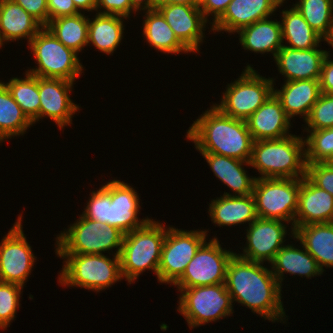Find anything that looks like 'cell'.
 I'll return each mask as SVG.
<instances>
[{
  "label": "cell",
  "mask_w": 333,
  "mask_h": 333,
  "mask_svg": "<svg viewBox=\"0 0 333 333\" xmlns=\"http://www.w3.org/2000/svg\"><path fill=\"white\" fill-rule=\"evenodd\" d=\"M225 285L233 303L247 306L253 313L272 322L286 318L281 301L282 287L263 263L234 254L227 265Z\"/></svg>",
  "instance_id": "1"
},
{
  "label": "cell",
  "mask_w": 333,
  "mask_h": 333,
  "mask_svg": "<svg viewBox=\"0 0 333 333\" xmlns=\"http://www.w3.org/2000/svg\"><path fill=\"white\" fill-rule=\"evenodd\" d=\"M186 138L200 153H213L250 162L253 139L246 121L222 114L215 106L193 122Z\"/></svg>",
  "instance_id": "2"
},
{
  "label": "cell",
  "mask_w": 333,
  "mask_h": 333,
  "mask_svg": "<svg viewBox=\"0 0 333 333\" xmlns=\"http://www.w3.org/2000/svg\"><path fill=\"white\" fill-rule=\"evenodd\" d=\"M304 138L291 134L280 139L253 141L250 165L258 178H303L306 176Z\"/></svg>",
  "instance_id": "3"
},
{
  "label": "cell",
  "mask_w": 333,
  "mask_h": 333,
  "mask_svg": "<svg viewBox=\"0 0 333 333\" xmlns=\"http://www.w3.org/2000/svg\"><path fill=\"white\" fill-rule=\"evenodd\" d=\"M166 232L163 224L151 219L143 227L124 234L119 257L122 277L126 278L129 284L146 269L158 275Z\"/></svg>",
  "instance_id": "4"
},
{
  "label": "cell",
  "mask_w": 333,
  "mask_h": 333,
  "mask_svg": "<svg viewBox=\"0 0 333 333\" xmlns=\"http://www.w3.org/2000/svg\"><path fill=\"white\" fill-rule=\"evenodd\" d=\"M65 259L59 283L100 292L123 279L119 255L111 260L104 254H56Z\"/></svg>",
  "instance_id": "5"
},
{
  "label": "cell",
  "mask_w": 333,
  "mask_h": 333,
  "mask_svg": "<svg viewBox=\"0 0 333 333\" xmlns=\"http://www.w3.org/2000/svg\"><path fill=\"white\" fill-rule=\"evenodd\" d=\"M56 237V254H102L117 248L120 255L124 233L116 227L90 220L83 215Z\"/></svg>",
  "instance_id": "6"
},
{
  "label": "cell",
  "mask_w": 333,
  "mask_h": 333,
  "mask_svg": "<svg viewBox=\"0 0 333 333\" xmlns=\"http://www.w3.org/2000/svg\"><path fill=\"white\" fill-rule=\"evenodd\" d=\"M28 46L38 66L26 72L34 76L75 82L83 73L77 53L67 48L46 27L31 39Z\"/></svg>",
  "instance_id": "7"
},
{
  "label": "cell",
  "mask_w": 333,
  "mask_h": 333,
  "mask_svg": "<svg viewBox=\"0 0 333 333\" xmlns=\"http://www.w3.org/2000/svg\"><path fill=\"white\" fill-rule=\"evenodd\" d=\"M300 178H256L252 195L258 218L292 222L298 207Z\"/></svg>",
  "instance_id": "8"
},
{
  "label": "cell",
  "mask_w": 333,
  "mask_h": 333,
  "mask_svg": "<svg viewBox=\"0 0 333 333\" xmlns=\"http://www.w3.org/2000/svg\"><path fill=\"white\" fill-rule=\"evenodd\" d=\"M237 80L228 84L220 104L222 114L246 121L273 93V78L260 76L250 65Z\"/></svg>",
  "instance_id": "9"
},
{
  "label": "cell",
  "mask_w": 333,
  "mask_h": 333,
  "mask_svg": "<svg viewBox=\"0 0 333 333\" xmlns=\"http://www.w3.org/2000/svg\"><path fill=\"white\" fill-rule=\"evenodd\" d=\"M178 290L181 296L177 311L186 318L190 329L231 316L234 311L225 283Z\"/></svg>",
  "instance_id": "10"
},
{
  "label": "cell",
  "mask_w": 333,
  "mask_h": 333,
  "mask_svg": "<svg viewBox=\"0 0 333 333\" xmlns=\"http://www.w3.org/2000/svg\"><path fill=\"white\" fill-rule=\"evenodd\" d=\"M207 230H180L167 227L161 249L158 282L175 284L185 272L188 263L206 241Z\"/></svg>",
  "instance_id": "11"
},
{
  "label": "cell",
  "mask_w": 333,
  "mask_h": 333,
  "mask_svg": "<svg viewBox=\"0 0 333 333\" xmlns=\"http://www.w3.org/2000/svg\"><path fill=\"white\" fill-rule=\"evenodd\" d=\"M208 241L197 250L175 286L193 288L225 283L227 265L235 253L223 249L216 237Z\"/></svg>",
  "instance_id": "12"
},
{
  "label": "cell",
  "mask_w": 333,
  "mask_h": 333,
  "mask_svg": "<svg viewBox=\"0 0 333 333\" xmlns=\"http://www.w3.org/2000/svg\"><path fill=\"white\" fill-rule=\"evenodd\" d=\"M18 216L0 242V281L24 287L36 258L23 232L22 216Z\"/></svg>",
  "instance_id": "13"
},
{
  "label": "cell",
  "mask_w": 333,
  "mask_h": 333,
  "mask_svg": "<svg viewBox=\"0 0 333 333\" xmlns=\"http://www.w3.org/2000/svg\"><path fill=\"white\" fill-rule=\"evenodd\" d=\"M246 231V247L242 254H235L242 259L261 263L273 260L284 246L288 232L284 221L262 218L253 221Z\"/></svg>",
  "instance_id": "14"
},
{
  "label": "cell",
  "mask_w": 333,
  "mask_h": 333,
  "mask_svg": "<svg viewBox=\"0 0 333 333\" xmlns=\"http://www.w3.org/2000/svg\"><path fill=\"white\" fill-rule=\"evenodd\" d=\"M73 84L68 80L39 77V119L49 117L61 130L72 124V115L79 110L69 95Z\"/></svg>",
  "instance_id": "15"
},
{
  "label": "cell",
  "mask_w": 333,
  "mask_h": 333,
  "mask_svg": "<svg viewBox=\"0 0 333 333\" xmlns=\"http://www.w3.org/2000/svg\"><path fill=\"white\" fill-rule=\"evenodd\" d=\"M102 187L111 195L109 205V225L124 234L143 227L151 219H138L140 208L139 195L133 187L120 180H112Z\"/></svg>",
  "instance_id": "16"
},
{
  "label": "cell",
  "mask_w": 333,
  "mask_h": 333,
  "mask_svg": "<svg viewBox=\"0 0 333 333\" xmlns=\"http://www.w3.org/2000/svg\"><path fill=\"white\" fill-rule=\"evenodd\" d=\"M157 10L190 53L198 52L205 36L203 31L207 23L199 6L172 4L161 6Z\"/></svg>",
  "instance_id": "17"
},
{
  "label": "cell",
  "mask_w": 333,
  "mask_h": 333,
  "mask_svg": "<svg viewBox=\"0 0 333 333\" xmlns=\"http://www.w3.org/2000/svg\"><path fill=\"white\" fill-rule=\"evenodd\" d=\"M283 6L278 0H232L224 14L212 24L214 31L237 33L256 21L269 18Z\"/></svg>",
  "instance_id": "18"
},
{
  "label": "cell",
  "mask_w": 333,
  "mask_h": 333,
  "mask_svg": "<svg viewBox=\"0 0 333 333\" xmlns=\"http://www.w3.org/2000/svg\"><path fill=\"white\" fill-rule=\"evenodd\" d=\"M330 51L311 48L297 50L283 46L275 55L278 71L285 76V81L319 80L323 60Z\"/></svg>",
  "instance_id": "19"
},
{
  "label": "cell",
  "mask_w": 333,
  "mask_h": 333,
  "mask_svg": "<svg viewBox=\"0 0 333 333\" xmlns=\"http://www.w3.org/2000/svg\"><path fill=\"white\" fill-rule=\"evenodd\" d=\"M328 222H333V196L318 188L306 176L300 178L294 230L298 226Z\"/></svg>",
  "instance_id": "20"
},
{
  "label": "cell",
  "mask_w": 333,
  "mask_h": 333,
  "mask_svg": "<svg viewBox=\"0 0 333 333\" xmlns=\"http://www.w3.org/2000/svg\"><path fill=\"white\" fill-rule=\"evenodd\" d=\"M290 122L274 93L246 120L253 141L290 136Z\"/></svg>",
  "instance_id": "21"
},
{
  "label": "cell",
  "mask_w": 333,
  "mask_h": 333,
  "mask_svg": "<svg viewBox=\"0 0 333 333\" xmlns=\"http://www.w3.org/2000/svg\"><path fill=\"white\" fill-rule=\"evenodd\" d=\"M273 93L290 119L299 115L306 120L321 95V89L319 80L303 79L285 81L282 89L273 88Z\"/></svg>",
  "instance_id": "22"
},
{
  "label": "cell",
  "mask_w": 333,
  "mask_h": 333,
  "mask_svg": "<svg viewBox=\"0 0 333 333\" xmlns=\"http://www.w3.org/2000/svg\"><path fill=\"white\" fill-rule=\"evenodd\" d=\"M211 221L218 226H232L248 222L250 225L258 218L253 195L235 196L224 192L223 196L209 203Z\"/></svg>",
  "instance_id": "23"
},
{
  "label": "cell",
  "mask_w": 333,
  "mask_h": 333,
  "mask_svg": "<svg viewBox=\"0 0 333 333\" xmlns=\"http://www.w3.org/2000/svg\"><path fill=\"white\" fill-rule=\"evenodd\" d=\"M215 176L227 185L235 196L251 195L257 177L250 178L243 168L250 162L213 153H201ZM249 176V177H248Z\"/></svg>",
  "instance_id": "24"
},
{
  "label": "cell",
  "mask_w": 333,
  "mask_h": 333,
  "mask_svg": "<svg viewBox=\"0 0 333 333\" xmlns=\"http://www.w3.org/2000/svg\"><path fill=\"white\" fill-rule=\"evenodd\" d=\"M43 26L20 5L11 0H0V39L6 41L31 39Z\"/></svg>",
  "instance_id": "25"
},
{
  "label": "cell",
  "mask_w": 333,
  "mask_h": 333,
  "mask_svg": "<svg viewBox=\"0 0 333 333\" xmlns=\"http://www.w3.org/2000/svg\"><path fill=\"white\" fill-rule=\"evenodd\" d=\"M293 238L300 241L323 272V266L333 267V222L298 226Z\"/></svg>",
  "instance_id": "26"
},
{
  "label": "cell",
  "mask_w": 333,
  "mask_h": 333,
  "mask_svg": "<svg viewBox=\"0 0 333 333\" xmlns=\"http://www.w3.org/2000/svg\"><path fill=\"white\" fill-rule=\"evenodd\" d=\"M242 47L256 53H276L283 47L281 22L268 18L256 21L237 32Z\"/></svg>",
  "instance_id": "27"
},
{
  "label": "cell",
  "mask_w": 333,
  "mask_h": 333,
  "mask_svg": "<svg viewBox=\"0 0 333 333\" xmlns=\"http://www.w3.org/2000/svg\"><path fill=\"white\" fill-rule=\"evenodd\" d=\"M302 249H298L293 245H284L274 256L270 262L272 273L282 286L284 273H290L291 275H299L307 278L314 277L323 274V271L319 267L317 261L313 256L302 246Z\"/></svg>",
  "instance_id": "28"
},
{
  "label": "cell",
  "mask_w": 333,
  "mask_h": 333,
  "mask_svg": "<svg viewBox=\"0 0 333 333\" xmlns=\"http://www.w3.org/2000/svg\"><path fill=\"white\" fill-rule=\"evenodd\" d=\"M117 15L99 14L88 22V42L107 55H111L123 39V20Z\"/></svg>",
  "instance_id": "29"
},
{
  "label": "cell",
  "mask_w": 333,
  "mask_h": 333,
  "mask_svg": "<svg viewBox=\"0 0 333 333\" xmlns=\"http://www.w3.org/2000/svg\"><path fill=\"white\" fill-rule=\"evenodd\" d=\"M281 18L283 44L284 40L289 44L283 46L297 50L320 47L323 38L310 27L295 6L282 10Z\"/></svg>",
  "instance_id": "30"
},
{
  "label": "cell",
  "mask_w": 333,
  "mask_h": 333,
  "mask_svg": "<svg viewBox=\"0 0 333 333\" xmlns=\"http://www.w3.org/2000/svg\"><path fill=\"white\" fill-rule=\"evenodd\" d=\"M143 35L149 45L163 53L190 52L175 36L165 18L157 9L146 10Z\"/></svg>",
  "instance_id": "31"
},
{
  "label": "cell",
  "mask_w": 333,
  "mask_h": 333,
  "mask_svg": "<svg viewBox=\"0 0 333 333\" xmlns=\"http://www.w3.org/2000/svg\"><path fill=\"white\" fill-rule=\"evenodd\" d=\"M88 22L89 18L79 13L55 18L45 27L67 48L78 54L88 45Z\"/></svg>",
  "instance_id": "32"
},
{
  "label": "cell",
  "mask_w": 333,
  "mask_h": 333,
  "mask_svg": "<svg viewBox=\"0 0 333 333\" xmlns=\"http://www.w3.org/2000/svg\"><path fill=\"white\" fill-rule=\"evenodd\" d=\"M33 123L23 113L7 87L0 80V143L23 135Z\"/></svg>",
  "instance_id": "33"
},
{
  "label": "cell",
  "mask_w": 333,
  "mask_h": 333,
  "mask_svg": "<svg viewBox=\"0 0 333 333\" xmlns=\"http://www.w3.org/2000/svg\"><path fill=\"white\" fill-rule=\"evenodd\" d=\"M25 75L24 79L13 77L9 82L2 83L7 87L27 118L35 124V122L39 121V77L28 72Z\"/></svg>",
  "instance_id": "34"
},
{
  "label": "cell",
  "mask_w": 333,
  "mask_h": 333,
  "mask_svg": "<svg viewBox=\"0 0 333 333\" xmlns=\"http://www.w3.org/2000/svg\"><path fill=\"white\" fill-rule=\"evenodd\" d=\"M292 6L322 38L327 35L333 20V0H299Z\"/></svg>",
  "instance_id": "35"
},
{
  "label": "cell",
  "mask_w": 333,
  "mask_h": 333,
  "mask_svg": "<svg viewBox=\"0 0 333 333\" xmlns=\"http://www.w3.org/2000/svg\"><path fill=\"white\" fill-rule=\"evenodd\" d=\"M305 141L306 164L327 163L333 161V127L306 131Z\"/></svg>",
  "instance_id": "36"
},
{
  "label": "cell",
  "mask_w": 333,
  "mask_h": 333,
  "mask_svg": "<svg viewBox=\"0 0 333 333\" xmlns=\"http://www.w3.org/2000/svg\"><path fill=\"white\" fill-rule=\"evenodd\" d=\"M22 289L17 284L0 281V330H5L15 318Z\"/></svg>",
  "instance_id": "37"
},
{
  "label": "cell",
  "mask_w": 333,
  "mask_h": 333,
  "mask_svg": "<svg viewBox=\"0 0 333 333\" xmlns=\"http://www.w3.org/2000/svg\"><path fill=\"white\" fill-rule=\"evenodd\" d=\"M305 122L306 131L333 127V94L321 93Z\"/></svg>",
  "instance_id": "38"
},
{
  "label": "cell",
  "mask_w": 333,
  "mask_h": 333,
  "mask_svg": "<svg viewBox=\"0 0 333 333\" xmlns=\"http://www.w3.org/2000/svg\"><path fill=\"white\" fill-rule=\"evenodd\" d=\"M111 204V195L103 188L91 192L90 199L87 202L85 211L82 215L90 220L99 221L102 224L109 225V205Z\"/></svg>",
  "instance_id": "39"
},
{
  "label": "cell",
  "mask_w": 333,
  "mask_h": 333,
  "mask_svg": "<svg viewBox=\"0 0 333 333\" xmlns=\"http://www.w3.org/2000/svg\"><path fill=\"white\" fill-rule=\"evenodd\" d=\"M306 177L318 188L333 196V163L306 164Z\"/></svg>",
  "instance_id": "40"
},
{
  "label": "cell",
  "mask_w": 333,
  "mask_h": 333,
  "mask_svg": "<svg viewBox=\"0 0 333 333\" xmlns=\"http://www.w3.org/2000/svg\"><path fill=\"white\" fill-rule=\"evenodd\" d=\"M99 8L104 11L101 12ZM96 11L99 14L117 15L124 18H129L132 11L137 12L130 0H96Z\"/></svg>",
  "instance_id": "41"
},
{
  "label": "cell",
  "mask_w": 333,
  "mask_h": 333,
  "mask_svg": "<svg viewBox=\"0 0 333 333\" xmlns=\"http://www.w3.org/2000/svg\"><path fill=\"white\" fill-rule=\"evenodd\" d=\"M20 5L27 13L35 18L43 27L49 22L47 0H11Z\"/></svg>",
  "instance_id": "42"
},
{
  "label": "cell",
  "mask_w": 333,
  "mask_h": 333,
  "mask_svg": "<svg viewBox=\"0 0 333 333\" xmlns=\"http://www.w3.org/2000/svg\"><path fill=\"white\" fill-rule=\"evenodd\" d=\"M49 21L62 17L73 16L81 13L75 6L73 0H47Z\"/></svg>",
  "instance_id": "43"
},
{
  "label": "cell",
  "mask_w": 333,
  "mask_h": 333,
  "mask_svg": "<svg viewBox=\"0 0 333 333\" xmlns=\"http://www.w3.org/2000/svg\"><path fill=\"white\" fill-rule=\"evenodd\" d=\"M232 0H200V10L204 18L208 21V16H213V23H215L226 11L228 5Z\"/></svg>",
  "instance_id": "44"
},
{
  "label": "cell",
  "mask_w": 333,
  "mask_h": 333,
  "mask_svg": "<svg viewBox=\"0 0 333 333\" xmlns=\"http://www.w3.org/2000/svg\"><path fill=\"white\" fill-rule=\"evenodd\" d=\"M329 59L330 54L328 52L322 63L319 83L321 93L333 94V60Z\"/></svg>",
  "instance_id": "45"
},
{
  "label": "cell",
  "mask_w": 333,
  "mask_h": 333,
  "mask_svg": "<svg viewBox=\"0 0 333 333\" xmlns=\"http://www.w3.org/2000/svg\"><path fill=\"white\" fill-rule=\"evenodd\" d=\"M172 4H185L189 6H200V0H150L149 10L158 9L161 6Z\"/></svg>",
  "instance_id": "46"
},
{
  "label": "cell",
  "mask_w": 333,
  "mask_h": 333,
  "mask_svg": "<svg viewBox=\"0 0 333 333\" xmlns=\"http://www.w3.org/2000/svg\"><path fill=\"white\" fill-rule=\"evenodd\" d=\"M76 8L81 12L84 11H96V0H73Z\"/></svg>",
  "instance_id": "47"
},
{
  "label": "cell",
  "mask_w": 333,
  "mask_h": 333,
  "mask_svg": "<svg viewBox=\"0 0 333 333\" xmlns=\"http://www.w3.org/2000/svg\"><path fill=\"white\" fill-rule=\"evenodd\" d=\"M149 1L150 0H130L131 5L138 11L139 9L140 11L149 10Z\"/></svg>",
  "instance_id": "48"
},
{
  "label": "cell",
  "mask_w": 333,
  "mask_h": 333,
  "mask_svg": "<svg viewBox=\"0 0 333 333\" xmlns=\"http://www.w3.org/2000/svg\"><path fill=\"white\" fill-rule=\"evenodd\" d=\"M323 41H326L328 45L330 44L329 46H332L333 48V20L330 24V28L327 35L323 38Z\"/></svg>",
  "instance_id": "49"
},
{
  "label": "cell",
  "mask_w": 333,
  "mask_h": 333,
  "mask_svg": "<svg viewBox=\"0 0 333 333\" xmlns=\"http://www.w3.org/2000/svg\"><path fill=\"white\" fill-rule=\"evenodd\" d=\"M278 1H279V3H284L285 0H278Z\"/></svg>",
  "instance_id": "50"
},
{
  "label": "cell",
  "mask_w": 333,
  "mask_h": 333,
  "mask_svg": "<svg viewBox=\"0 0 333 333\" xmlns=\"http://www.w3.org/2000/svg\"><path fill=\"white\" fill-rule=\"evenodd\" d=\"M3 46V44H2V41H1V39H0V48Z\"/></svg>",
  "instance_id": "51"
}]
</instances>
